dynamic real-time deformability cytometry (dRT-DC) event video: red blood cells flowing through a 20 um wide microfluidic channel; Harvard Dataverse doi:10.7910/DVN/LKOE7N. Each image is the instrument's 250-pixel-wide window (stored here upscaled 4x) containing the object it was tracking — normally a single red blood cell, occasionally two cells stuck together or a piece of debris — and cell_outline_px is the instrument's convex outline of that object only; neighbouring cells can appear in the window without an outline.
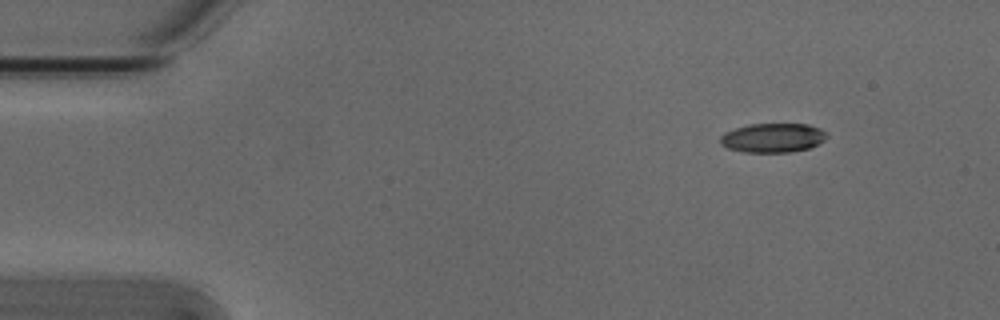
{"species": "Egyptian fruit bat (a non-hibernating species)", "species_latin": "Rousettus aegyptiacus", "temperature_condition": "cold", "stored_images_in_passage": 4, "camera_frame_rate_fps": 3000, "um_per_image_px": 0.085, "animal": {"sex": "male"}, "frame": {"image": 1, "passage_image": 1, "time_ms": 0.0, "image_size_px": [1000, 320], "cell_outline_px": [[828, 136], [820, 144], [808, 148], [788, 152], [744, 152], [728, 148], [720, 144], [720, 136], [724, 132], [748, 124], [808, 124], [820, 128], [828, 132]], "centroid_in_image_um": [65.71, 11.71], "position_along_channel_um": 19.3, "area_um2": 18.26}}
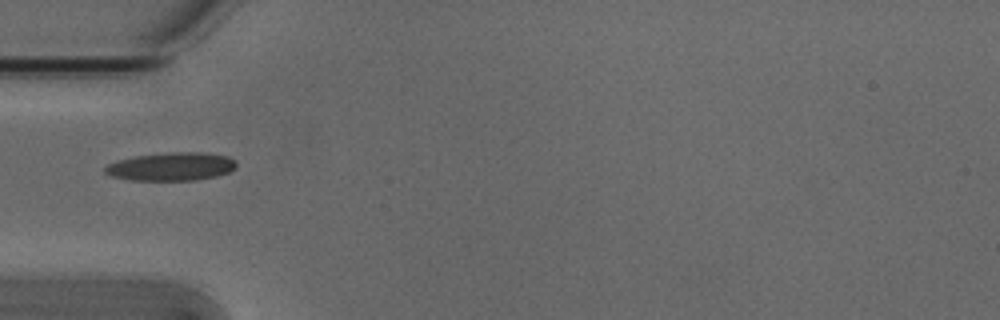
{"frame": {"image": 2, "passage_image": 4, "time_ms": 1.0, "image_size_px": [1000, 320], "cell_outline_px": [[236, 168], [228, 172], [216, 176], [196, 180], [132, 180], [112, 176], [104, 172], [104, 168], [108, 164], [116, 160], [136, 156], [168, 152], [200, 152], [228, 156], [236, 160]], "centroid_in_image_um": [14.57, 14.15], "position_along_channel_um": 70.4, "area_um2": 21.62}}